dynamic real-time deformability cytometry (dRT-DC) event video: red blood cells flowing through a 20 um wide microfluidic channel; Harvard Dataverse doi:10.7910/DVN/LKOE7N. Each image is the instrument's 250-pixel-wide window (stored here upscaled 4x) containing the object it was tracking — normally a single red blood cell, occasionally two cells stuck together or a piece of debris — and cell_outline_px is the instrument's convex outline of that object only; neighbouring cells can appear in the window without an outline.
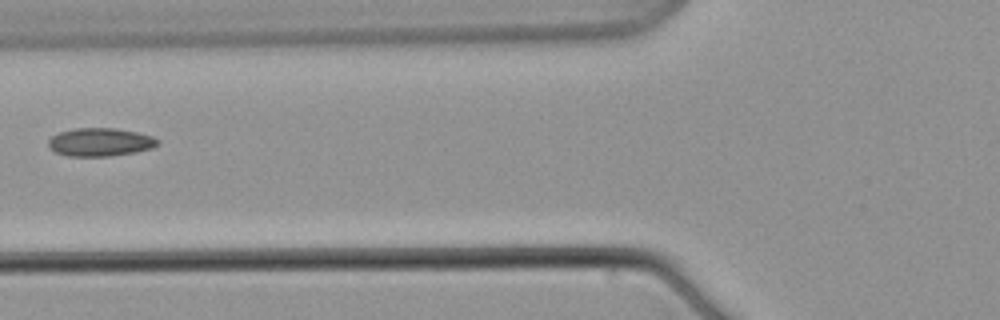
{"species": "common noctule bat (a hibernating species)", "species_latin": "Nyctalus noctula", "temperature_condition": "warm", "stored_images_in_passage": 6, "camera_frame_rate_fps": 3000, "um_per_image_px": 0.085, "animal": {"sex": "male", "body_mass_g": 21.5, "forearm_length_mm": 52.0}, "frame": {"image": 1, "passage_image": 3, "time_ms": 2.333, "image_size_px": [1000, 320], "cell_outline_px": [[160, 144], [152, 148], [136, 152], [108, 156], [68, 156], [56, 152], [48, 144], [48, 140], [52, 136], [60, 132], [72, 128], [116, 128], [136, 132], [152, 136], [160, 140]], "centroid_in_image_um": [8.55, 12.07], "position_along_channel_um": 117.3, "area_um2": 17.98}}
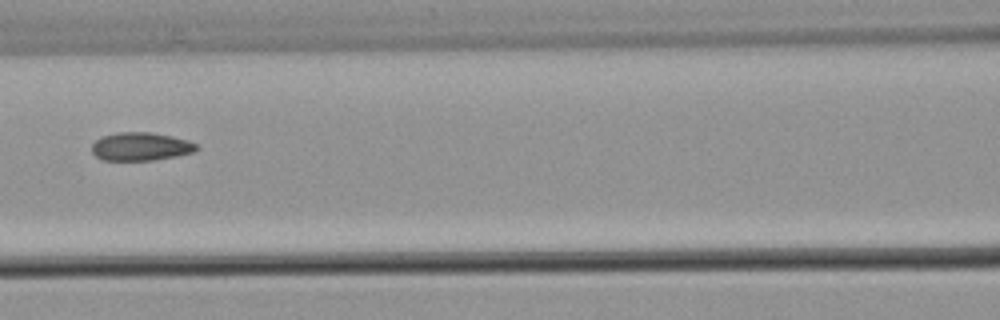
{"frame": {"image": 2, "passage_image": 4, "time_ms": 3.667, "image_size_px": [1000, 320], "cell_outline_px": [[200, 148], [192, 152], [176, 156], [152, 160], [100, 160], [92, 152], [92, 144], [100, 136], [116, 132], [152, 132], [172, 136], [188, 140], [196, 144]], "centroid_in_image_um": [11.94, 12.44], "position_along_channel_um": 154.7, "area_um2": 17.34}}